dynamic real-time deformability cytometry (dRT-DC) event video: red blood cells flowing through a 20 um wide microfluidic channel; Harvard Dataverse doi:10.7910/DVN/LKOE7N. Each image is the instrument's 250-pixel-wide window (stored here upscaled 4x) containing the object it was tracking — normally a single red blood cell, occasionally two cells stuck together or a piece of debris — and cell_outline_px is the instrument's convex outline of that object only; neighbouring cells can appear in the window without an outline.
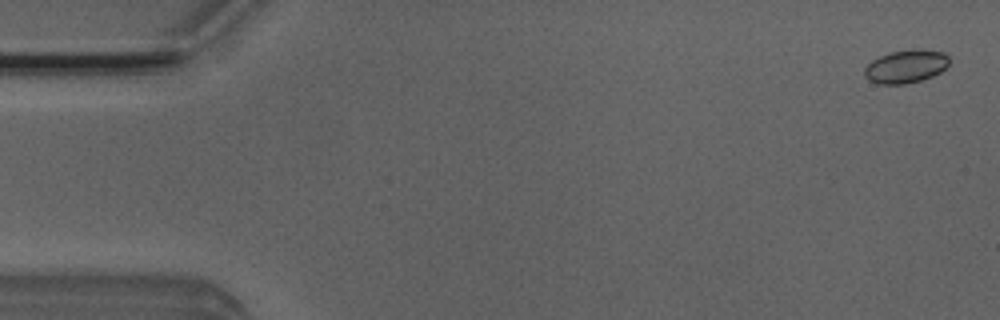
{"species": "Egyptian fruit bat (a non-hibernating species)", "species_latin": "Rousettus aegyptiacus", "temperature_condition": "room temperature", "stored_images_in_passage": 52, "camera_frame_rate_fps": 3000, "um_per_image_px": 0.085, "animal": {"sex": "male"}, "frame": {"image": 1, "passage_image": 2, "time_ms": 0.333, "image_size_px": [1000, 320], "cell_outline_px": [[948, 64], [940, 72], [932, 76], [920, 80], [904, 84], [876, 84], [868, 80], [864, 76], [864, 68], [872, 60], [888, 52], [912, 48], [924, 48], [944, 52], [948, 56]], "centroid_in_image_um": [76.98, 5.62], "position_along_channel_um": 8.0, "area_um2": 16.65}}
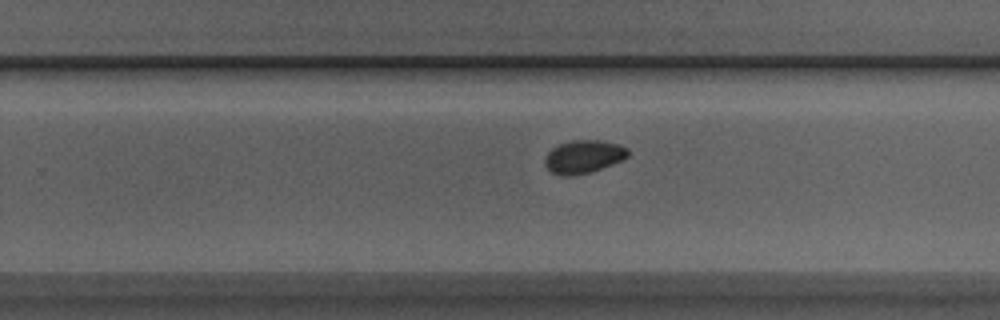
{"frame": {"image": 2, "passage_image": 33, "time_ms": 10.667, "image_size_px": [1000, 320], "cell_outline_px": [[628, 156], [624, 160], [592, 172], [572, 176], [560, 176], [552, 172], [544, 164], [544, 160], [548, 152], [552, 148], [560, 144], [572, 140], [604, 140], [620, 144], [628, 148]], "centroid_in_image_um": [49.63, 13.32], "position_along_channel_um": 280.2, "area_um2": 16.3}}
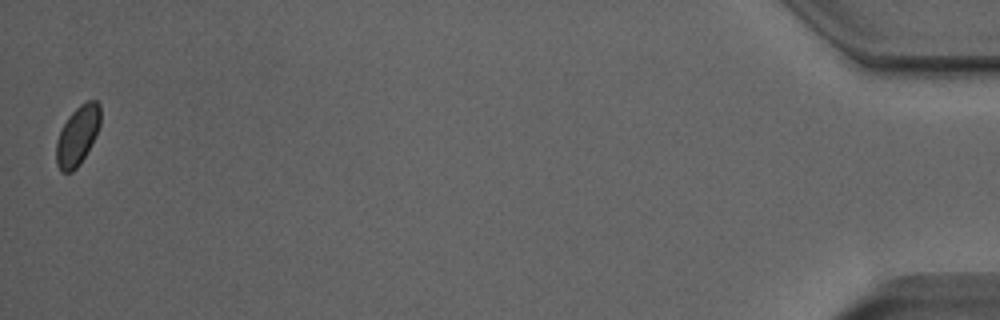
{"frame": {"image": 3, "passage_image": 52, "time_ms": 17.0, "image_size_px": [1000, 320], "cell_outline_px": [[100, 124], [84, 156], [76, 168], [72, 172], [60, 172], [56, 164], [56, 140], [68, 116], [80, 104], [88, 100], [96, 100], [100, 104]], "centroid_in_image_um": [6.56, 11.51], "position_along_channel_um": 428.6, "area_um2": 14.97}, "authors_computed_cell_mechanics": {"area_um2": 16.0106, "velocity_mm_per_s": 3.9431, "shape_relaxation_time_tau1_ms": 2.2839, "shape_relaxation_time_tau2_ms": null, "deformation_change_tau1": 0.0468, "deformation_change_tau2": null}}